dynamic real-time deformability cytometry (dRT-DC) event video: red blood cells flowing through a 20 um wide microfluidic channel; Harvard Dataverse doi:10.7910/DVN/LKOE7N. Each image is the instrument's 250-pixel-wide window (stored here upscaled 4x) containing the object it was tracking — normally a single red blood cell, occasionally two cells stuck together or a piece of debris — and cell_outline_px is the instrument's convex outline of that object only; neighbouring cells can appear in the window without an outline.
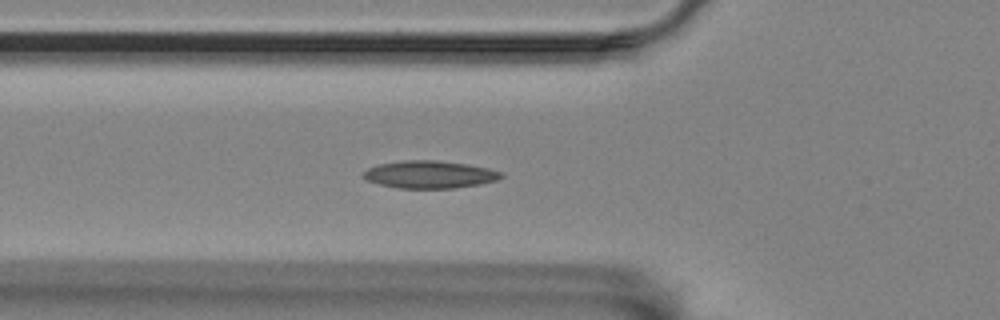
{"species": "Egyptian fruit bat (a non-hibernating species)", "species_latin": "Rousettus aegyptiacus", "temperature_condition": "room temperature", "stored_images_in_passage": 37, "camera_frame_rate_fps": 3000, "um_per_image_px": 0.085, "animal": {"sex": "female"}, "frame": {"image": 1, "passage_image": 2, "time_ms": 0.333, "image_size_px": [1000, 320], "cell_outline_px": [[504, 176], [496, 180], [480, 184], [456, 188], [396, 188], [380, 184], [368, 180], [360, 176], [368, 168], [380, 164], [404, 160], [436, 160], [468, 164], [488, 168], [500, 172]], "centroid_in_image_um": [36.51, 14.83], "position_along_channel_um": 89.3, "area_um2": 22.02}}
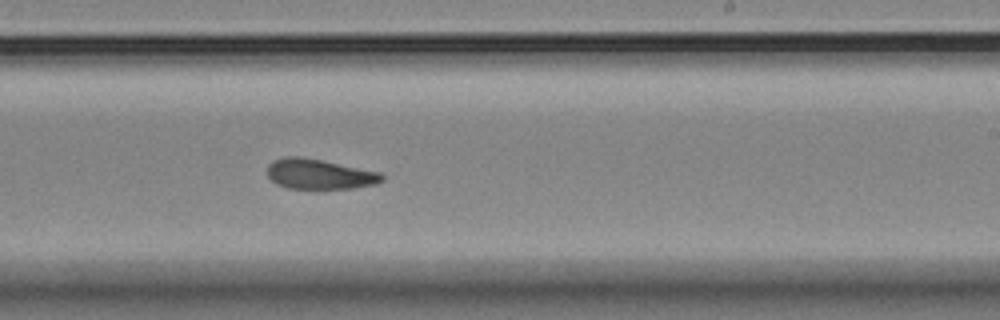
{"frame": {"image": 2, "passage_image": 17, "time_ms": 5.333, "image_size_px": [1000, 320], "cell_outline_px": [[384, 180], [376, 184], [356, 188], [288, 188], [276, 184], [268, 176], [268, 164], [272, 160], [284, 156], [300, 156], [380, 172], [384, 176]], "centroid_in_image_um": [27.14, 14.79], "position_along_channel_um": 261.9, "area_um2": 20.06}}
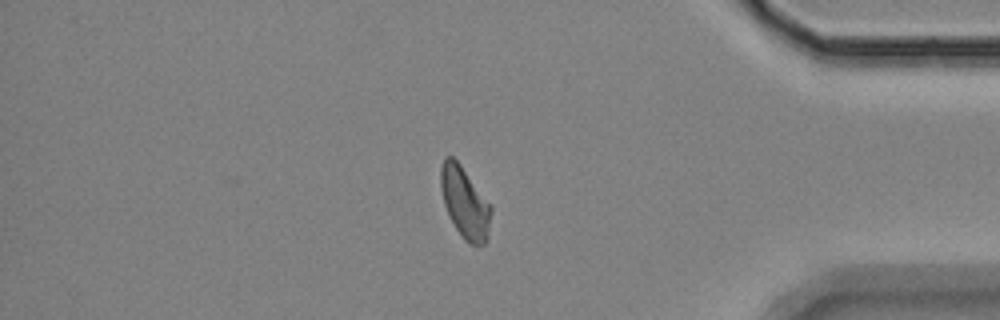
{"frame": {"image": 3, "passage_image": 31, "time_ms": 10.0, "image_size_px": [1000, 320], "cell_outline_px": [[492, 212], [484, 244], [468, 244], [464, 240], [448, 216], [444, 204], [440, 188], [440, 168], [444, 156], [452, 156], [460, 164], [492, 208]], "centroid_in_image_um": [39.46, 17.2], "position_along_channel_um": 395.7, "area_um2": 20.52}}